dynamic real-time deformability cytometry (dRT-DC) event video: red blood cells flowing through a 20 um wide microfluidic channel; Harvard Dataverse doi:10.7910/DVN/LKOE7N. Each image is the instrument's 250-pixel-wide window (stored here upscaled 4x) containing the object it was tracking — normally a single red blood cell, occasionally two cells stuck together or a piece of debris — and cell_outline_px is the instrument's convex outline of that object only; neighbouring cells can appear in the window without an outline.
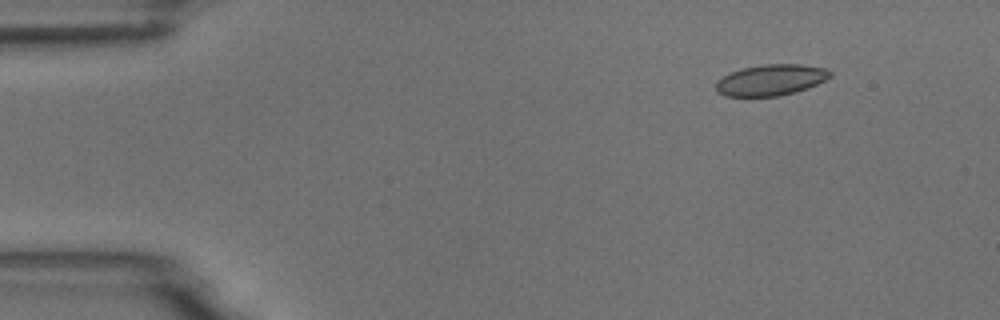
{"species": "common noctule bat (a hibernating species)", "species_latin": "Nyctalus noctula", "temperature_condition": "room temperature", "stored_images_in_passage": 7, "camera_frame_rate_fps": 3000, "um_per_image_px": 0.085, "animal": {"sex": "male", "body_mass_g": 18.8}, "frame": {"image": 1, "passage_image": 2, "time_ms": 1.0, "image_size_px": [1000, 320], "cell_outline_px": [[832, 76], [808, 88], [780, 96], [724, 96], [716, 92], [716, 80], [732, 72], [744, 68], [764, 64], [800, 64], [824, 68], [832, 72]], "centroid_in_image_um": [65.52, 6.8], "position_along_channel_um": 19.5, "area_um2": 20.58}}
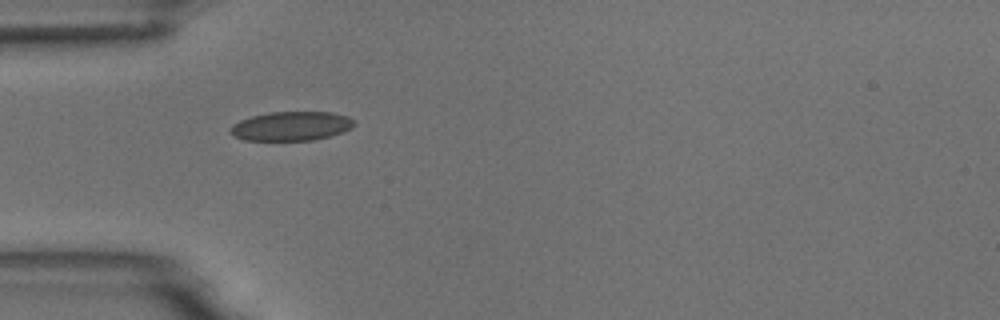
{"frame": {"image": 2, "passage_image": 5, "time_ms": 4.333, "image_size_px": [1000, 320], "cell_outline_px": [[356, 124], [352, 128], [344, 132], [312, 140], [244, 140], [232, 136], [228, 132], [228, 128], [232, 124], [240, 120], [252, 116], [268, 112], [332, 112], [348, 116]], "centroid_in_image_um": [24.72, 10.72], "position_along_channel_um": 60.3, "area_um2": 21.21}}